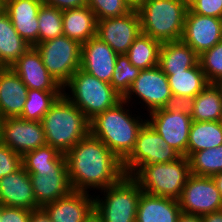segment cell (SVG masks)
<instances>
[{
    "label": "cell",
    "mask_w": 222,
    "mask_h": 222,
    "mask_svg": "<svg viewBox=\"0 0 222 222\" xmlns=\"http://www.w3.org/2000/svg\"><path fill=\"white\" fill-rule=\"evenodd\" d=\"M65 157L73 191L102 190L126 175L122 161L91 133L71 148Z\"/></svg>",
    "instance_id": "1"
},
{
    "label": "cell",
    "mask_w": 222,
    "mask_h": 222,
    "mask_svg": "<svg viewBox=\"0 0 222 222\" xmlns=\"http://www.w3.org/2000/svg\"><path fill=\"white\" fill-rule=\"evenodd\" d=\"M126 103L122 99L114 107L90 120V133L101 140L121 161L131 153L138 132L147 122L140 118L142 116L132 117V113L124 106Z\"/></svg>",
    "instance_id": "2"
},
{
    "label": "cell",
    "mask_w": 222,
    "mask_h": 222,
    "mask_svg": "<svg viewBox=\"0 0 222 222\" xmlns=\"http://www.w3.org/2000/svg\"><path fill=\"white\" fill-rule=\"evenodd\" d=\"M47 145L66 154L90 133V120L62 94L41 120Z\"/></svg>",
    "instance_id": "3"
},
{
    "label": "cell",
    "mask_w": 222,
    "mask_h": 222,
    "mask_svg": "<svg viewBox=\"0 0 222 222\" xmlns=\"http://www.w3.org/2000/svg\"><path fill=\"white\" fill-rule=\"evenodd\" d=\"M136 9L142 33L161 44L182 39L188 0H143Z\"/></svg>",
    "instance_id": "4"
},
{
    "label": "cell",
    "mask_w": 222,
    "mask_h": 222,
    "mask_svg": "<svg viewBox=\"0 0 222 222\" xmlns=\"http://www.w3.org/2000/svg\"><path fill=\"white\" fill-rule=\"evenodd\" d=\"M66 88L70 89L69 95ZM63 94L89 119L114 107L123 97L111 84L101 81L82 69H78L63 87Z\"/></svg>",
    "instance_id": "5"
},
{
    "label": "cell",
    "mask_w": 222,
    "mask_h": 222,
    "mask_svg": "<svg viewBox=\"0 0 222 222\" xmlns=\"http://www.w3.org/2000/svg\"><path fill=\"white\" fill-rule=\"evenodd\" d=\"M190 175L189 160L181 156L168 163L144 165L133 178L144 193L179 200Z\"/></svg>",
    "instance_id": "6"
},
{
    "label": "cell",
    "mask_w": 222,
    "mask_h": 222,
    "mask_svg": "<svg viewBox=\"0 0 222 222\" xmlns=\"http://www.w3.org/2000/svg\"><path fill=\"white\" fill-rule=\"evenodd\" d=\"M101 191H104L105 199L94 196V209L104 222H136L143 191L132 176L125 175L119 182Z\"/></svg>",
    "instance_id": "7"
},
{
    "label": "cell",
    "mask_w": 222,
    "mask_h": 222,
    "mask_svg": "<svg viewBox=\"0 0 222 222\" xmlns=\"http://www.w3.org/2000/svg\"><path fill=\"white\" fill-rule=\"evenodd\" d=\"M44 66L63 88L81 65V44L65 35L34 46Z\"/></svg>",
    "instance_id": "8"
},
{
    "label": "cell",
    "mask_w": 222,
    "mask_h": 222,
    "mask_svg": "<svg viewBox=\"0 0 222 222\" xmlns=\"http://www.w3.org/2000/svg\"><path fill=\"white\" fill-rule=\"evenodd\" d=\"M182 155L146 122L138 132L131 153L122 161L124 173L134 176L144 165L172 162Z\"/></svg>",
    "instance_id": "9"
},
{
    "label": "cell",
    "mask_w": 222,
    "mask_h": 222,
    "mask_svg": "<svg viewBox=\"0 0 222 222\" xmlns=\"http://www.w3.org/2000/svg\"><path fill=\"white\" fill-rule=\"evenodd\" d=\"M178 201L184 213L203 216L222 210V197L212 177L191 174Z\"/></svg>",
    "instance_id": "10"
},
{
    "label": "cell",
    "mask_w": 222,
    "mask_h": 222,
    "mask_svg": "<svg viewBox=\"0 0 222 222\" xmlns=\"http://www.w3.org/2000/svg\"><path fill=\"white\" fill-rule=\"evenodd\" d=\"M132 95L139 97L145 103L149 112L163 108L167 100L172 96L168 77L159 65L149 69L141 70L137 79L133 82L130 90L123 99L130 103Z\"/></svg>",
    "instance_id": "11"
},
{
    "label": "cell",
    "mask_w": 222,
    "mask_h": 222,
    "mask_svg": "<svg viewBox=\"0 0 222 222\" xmlns=\"http://www.w3.org/2000/svg\"><path fill=\"white\" fill-rule=\"evenodd\" d=\"M140 33V16L137 9L122 17L97 21L96 36L106 42L118 55L126 54Z\"/></svg>",
    "instance_id": "12"
},
{
    "label": "cell",
    "mask_w": 222,
    "mask_h": 222,
    "mask_svg": "<svg viewBox=\"0 0 222 222\" xmlns=\"http://www.w3.org/2000/svg\"><path fill=\"white\" fill-rule=\"evenodd\" d=\"M24 169L30 176L34 197L40 207L55 202L72 191L67 166Z\"/></svg>",
    "instance_id": "13"
},
{
    "label": "cell",
    "mask_w": 222,
    "mask_h": 222,
    "mask_svg": "<svg viewBox=\"0 0 222 222\" xmlns=\"http://www.w3.org/2000/svg\"><path fill=\"white\" fill-rule=\"evenodd\" d=\"M148 113L151 120L146 119L147 122L168 145L187 157L189 133L193 122L191 116L179 111H165L162 108Z\"/></svg>",
    "instance_id": "14"
},
{
    "label": "cell",
    "mask_w": 222,
    "mask_h": 222,
    "mask_svg": "<svg viewBox=\"0 0 222 222\" xmlns=\"http://www.w3.org/2000/svg\"><path fill=\"white\" fill-rule=\"evenodd\" d=\"M1 137L2 144L21 156L47 145L42 123L19 117L2 119Z\"/></svg>",
    "instance_id": "15"
},
{
    "label": "cell",
    "mask_w": 222,
    "mask_h": 222,
    "mask_svg": "<svg viewBox=\"0 0 222 222\" xmlns=\"http://www.w3.org/2000/svg\"><path fill=\"white\" fill-rule=\"evenodd\" d=\"M181 40L200 56L222 41V19L195 14L188 8Z\"/></svg>",
    "instance_id": "16"
},
{
    "label": "cell",
    "mask_w": 222,
    "mask_h": 222,
    "mask_svg": "<svg viewBox=\"0 0 222 222\" xmlns=\"http://www.w3.org/2000/svg\"><path fill=\"white\" fill-rule=\"evenodd\" d=\"M42 0H3L2 9L17 33L31 46L39 43L38 12Z\"/></svg>",
    "instance_id": "17"
},
{
    "label": "cell",
    "mask_w": 222,
    "mask_h": 222,
    "mask_svg": "<svg viewBox=\"0 0 222 222\" xmlns=\"http://www.w3.org/2000/svg\"><path fill=\"white\" fill-rule=\"evenodd\" d=\"M117 55L97 36L81 44L80 69L101 81L111 83Z\"/></svg>",
    "instance_id": "18"
},
{
    "label": "cell",
    "mask_w": 222,
    "mask_h": 222,
    "mask_svg": "<svg viewBox=\"0 0 222 222\" xmlns=\"http://www.w3.org/2000/svg\"><path fill=\"white\" fill-rule=\"evenodd\" d=\"M10 68L21 78L28 89L63 91L44 66L34 46H31Z\"/></svg>",
    "instance_id": "19"
},
{
    "label": "cell",
    "mask_w": 222,
    "mask_h": 222,
    "mask_svg": "<svg viewBox=\"0 0 222 222\" xmlns=\"http://www.w3.org/2000/svg\"><path fill=\"white\" fill-rule=\"evenodd\" d=\"M0 205L28 210L41 208L36 203L30 176L23 166L0 179Z\"/></svg>",
    "instance_id": "20"
},
{
    "label": "cell",
    "mask_w": 222,
    "mask_h": 222,
    "mask_svg": "<svg viewBox=\"0 0 222 222\" xmlns=\"http://www.w3.org/2000/svg\"><path fill=\"white\" fill-rule=\"evenodd\" d=\"M52 222H83L94 209L89 192L71 191L67 196L42 207Z\"/></svg>",
    "instance_id": "21"
},
{
    "label": "cell",
    "mask_w": 222,
    "mask_h": 222,
    "mask_svg": "<svg viewBox=\"0 0 222 222\" xmlns=\"http://www.w3.org/2000/svg\"><path fill=\"white\" fill-rule=\"evenodd\" d=\"M28 88L10 68L0 67V118L20 117Z\"/></svg>",
    "instance_id": "22"
},
{
    "label": "cell",
    "mask_w": 222,
    "mask_h": 222,
    "mask_svg": "<svg viewBox=\"0 0 222 222\" xmlns=\"http://www.w3.org/2000/svg\"><path fill=\"white\" fill-rule=\"evenodd\" d=\"M181 208L178 200L142 193L136 222H177Z\"/></svg>",
    "instance_id": "23"
},
{
    "label": "cell",
    "mask_w": 222,
    "mask_h": 222,
    "mask_svg": "<svg viewBox=\"0 0 222 222\" xmlns=\"http://www.w3.org/2000/svg\"><path fill=\"white\" fill-rule=\"evenodd\" d=\"M199 63V56L182 40L162 43L159 51V67L166 76L184 72Z\"/></svg>",
    "instance_id": "24"
},
{
    "label": "cell",
    "mask_w": 222,
    "mask_h": 222,
    "mask_svg": "<svg viewBox=\"0 0 222 222\" xmlns=\"http://www.w3.org/2000/svg\"><path fill=\"white\" fill-rule=\"evenodd\" d=\"M63 35L83 44L96 36L97 19L89 6L63 11Z\"/></svg>",
    "instance_id": "25"
},
{
    "label": "cell",
    "mask_w": 222,
    "mask_h": 222,
    "mask_svg": "<svg viewBox=\"0 0 222 222\" xmlns=\"http://www.w3.org/2000/svg\"><path fill=\"white\" fill-rule=\"evenodd\" d=\"M30 46L17 33L11 19L0 9V67H11Z\"/></svg>",
    "instance_id": "26"
},
{
    "label": "cell",
    "mask_w": 222,
    "mask_h": 222,
    "mask_svg": "<svg viewBox=\"0 0 222 222\" xmlns=\"http://www.w3.org/2000/svg\"><path fill=\"white\" fill-rule=\"evenodd\" d=\"M192 121L222 120V85L209 84L194 97Z\"/></svg>",
    "instance_id": "27"
},
{
    "label": "cell",
    "mask_w": 222,
    "mask_h": 222,
    "mask_svg": "<svg viewBox=\"0 0 222 222\" xmlns=\"http://www.w3.org/2000/svg\"><path fill=\"white\" fill-rule=\"evenodd\" d=\"M222 145L221 121H193L188 140L187 158L195 152Z\"/></svg>",
    "instance_id": "28"
},
{
    "label": "cell",
    "mask_w": 222,
    "mask_h": 222,
    "mask_svg": "<svg viewBox=\"0 0 222 222\" xmlns=\"http://www.w3.org/2000/svg\"><path fill=\"white\" fill-rule=\"evenodd\" d=\"M167 77L172 94L181 97H196L209 85L200 63L184 72H174Z\"/></svg>",
    "instance_id": "29"
},
{
    "label": "cell",
    "mask_w": 222,
    "mask_h": 222,
    "mask_svg": "<svg viewBox=\"0 0 222 222\" xmlns=\"http://www.w3.org/2000/svg\"><path fill=\"white\" fill-rule=\"evenodd\" d=\"M160 46L159 41L141 32L125 55L136 68L149 69L159 65Z\"/></svg>",
    "instance_id": "30"
},
{
    "label": "cell",
    "mask_w": 222,
    "mask_h": 222,
    "mask_svg": "<svg viewBox=\"0 0 222 222\" xmlns=\"http://www.w3.org/2000/svg\"><path fill=\"white\" fill-rule=\"evenodd\" d=\"M62 94L63 91L28 89L24 109L19 118L41 122L46 112Z\"/></svg>",
    "instance_id": "31"
},
{
    "label": "cell",
    "mask_w": 222,
    "mask_h": 222,
    "mask_svg": "<svg viewBox=\"0 0 222 222\" xmlns=\"http://www.w3.org/2000/svg\"><path fill=\"white\" fill-rule=\"evenodd\" d=\"M188 160L192 175L212 177L222 172V145L192 153Z\"/></svg>",
    "instance_id": "32"
},
{
    "label": "cell",
    "mask_w": 222,
    "mask_h": 222,
    "mask_svg": "<svg viewBox=\"0 0 222 222\" xmlns=\"http://www.w3.org/2000/svg\"><path fill=\"white\" fill-rule=\"evenodd\" d=\"M63 11L45 4L38 12L39 43L63 35Z\"/></svg>",
    "instance_id": "33"
},
{
    "label": "cell",
    "mask_w": 222,
    "mask_h": 222,
    "mask_svg": "<svg viewBox=\"0 0 222 222\" xmlns=\"http://www.w3.org/2000/svg\"><path fill=\"white\" fill-rule=\"evenodd\" d=\"M24 168H44L50 166H67L65 154L50 145L26 152L22 156Z\"/></svg>",
    "instance_id": "34"
},
{
    "label": "cell",
    "mask_w": 222,
    "mask_h": 222,
    "mask_svg": "<svg viewBox=\"0 0 222 222\" xmlns=\"http://www.w3.org/2000/svg\"><path fill=\"white\" fill-rule=\"evenodd\" d=\"M140 71L139 68H136L130 63V60L125 54L117 55L110 84L121 97H124L139 76Z\"/></svg>",
    "instance_id": "35"
},
{
    "label": "cell",
    "mask_w": 222,
    "mask_h": 222,
    "mask_svg": "<svg viewBox=\"0 0 222 222\" xmlns=\"http://www.w3.org/2000/svg\"><path fill=\"white\" fill-rule=\"evenodd\" d=\"M199 63L209 84H222V41L204 51Z\"/></svg>",
    "instance_id": "36"
},
{
    "label": "cell",
    "mask_w": 222,
    "mask_h": 222,
    "mask_svg": "<svg viewBox=\"0 0 222 222\" xmlns=\"http://www.w3.org/2000/svg\"><path fill=\"white\" fill-rule=\"evenodd\" d=\"M87 6L95 13L97 21L122 17L133 10L125 0H87Z\"/></svg>",
    "instance_id": "37"
},
{
    "label": "cell",
    "mask_w": 222,
    "mask_h": 222,
    "mask_svg": "<svg viewBox=\"0 0 222 222\" xmlns=\"http://www.w3.org/2000/svg\"><path fill=\"white\" fill-rule=\"evenodd\" d=\"M22 166V156L8 146L0 144V179Z\"/></svg>",
    "instance_id": "38"
},
{
    "label": "cell",
    "mask_w": 222,
    "mask_h": 222,
    "mask_svg": "<svg viewBox=\"0 0 222 222\" xmlns=\"http://www.w3.org/2000/svg\"><path fill=\"white\" fill-rule=\"evenodd\" d=\"M188 8L195 14L222 19V0H188Z\"/></svg>",
    "instance_id": "39"
},
{
    "label": "cell",
    "mask_w": 222,
    "mask_h": 222,
    "mask_svg": "<svg viewBox=\"0 0 222 222\" xmlns=\"http://www.w3.org/2000/svg\"><path fill=\"white\" fill-rule=\"evenodd\" d=\"M194 97H181L172 94L163 106L165 111H179L189 116L193 113Z\"/></svg>",
    "instance_id": "40"
},
{
    "label": "cell",
    "mask_w": 222,
    "mask_h": 222,
    "mask_svg": "<svg viewBox=\"0 0 222 222\" xmlns=\"http://www.w3.org/2000/svg\"><path fill=\"white\" fill-rule=\"evenodd\" d=\"M31 211L0 205V222H29Z\"/></svg>",
    "instance_id": "41"
},
{
    "label": "cell",
    "mask_w": 222,
    "mask_h": 222,
    "mask_svg": "<svg viewBox=\"0 0 222 222\" xmlns=\"http://www.w3.org/2000/svg\"><path fill=\"white\" fill-rule=\"evenodd\" d=\"M42 2L61 11L87 6V0H42Z\"/></svg>",
    "instance_id": "42"
},
{
    "label": "cell",
    "mask_w": 222,
    "mask_h": 222,
    "mask_svg": "<svg viewBox=\"0 0 222 222\" xmlns=\"http://www.w3.org/2000/svg\"><path fill=\"white\" fill-rule=\"evenodd\" d=\"M29 222H52L49 215L41 207L31 211Z\"/></svg>",
    "instance_id": "43"
},
{
    "label": "cell",
    "mask_w": 222,
    "mask_h": 222,
    "mask_svg": "<svg viewBox=\"0 0 222 222\" xmlns=\"http://www.w3.org/2000/svg\"><path fill=\"white\" fill-rule=\"evenodd\" d=\"M177 222H203L202 216L181 212Z\"/></svg>",
    "instance_id": "44"
},
{
    "label": "cell",
    "mask_w": 222,
    "mask_h": 222,
    "mask_svg": "<svg viewBox=\"0 0 222 222\" xmlns=\"http://www.w3.org/2000/svg\"><path fill=\"white\" fill-rule=\"evenodd\" d=\"M202 219L203 222H222V210L205 214Z\"/></svg>",
    "instance_id": "45"
},
{
    "label": "cell",
    "mask_w": 222,
    "mask_h": 222,
    "mask_svg": "<svg viewBox=\"0 0 222 222\" xmlns=\"http://www.w3.org/2000/svg\"><path fill=\"white\" fill-rule=\"evenodd\" d=\"M83 222H104L102 217L93 209Z\"/></svg>",
    "instance_id": "46"
},
{
    "label": "cell",
    "mask_w": 222,
    "mask_h": 222,
    "mask_svg": "<svg viewBox=\"0 0 222 222\" xmlns=\"http://www.w3.org/2000/svg\"><path fill=\"white\" fill-rule=\"evenodd\" d=\"M212 179L214 180V182L217 186V189L220 191V194L222 197V172L213 175Z\"/></svg>",
    "instance_id": "47"
},
{
    "label": "cell",
    "mask_w": 222,
    "mask_h": 222,
    "mask_svg": "<svg viewBox=\"0 0 222 222\" xmlns=\"http://www.w3.org/2000/svg\"><path fill=\"white\" fill-rule=\"evenodd\" d=\"M133 9H136L143 0H125Z\"/></svg>",
    "instance_id": "48"
},
{
    "label": "cell",
    "mask_w": 222,
    "mask_h": 222,
    "mask_svg": "<svg viewBox=\"0 0 222 222\" xmlns=\"http://www.w3.org/2000/svg\"><path fill=\"white\" fill-rule=\"evenodd\" d=\"M1 132H2V119L0 118V144L2 143Z\"/></svg>",
    "instance_id": "49"
}]
</instances>
